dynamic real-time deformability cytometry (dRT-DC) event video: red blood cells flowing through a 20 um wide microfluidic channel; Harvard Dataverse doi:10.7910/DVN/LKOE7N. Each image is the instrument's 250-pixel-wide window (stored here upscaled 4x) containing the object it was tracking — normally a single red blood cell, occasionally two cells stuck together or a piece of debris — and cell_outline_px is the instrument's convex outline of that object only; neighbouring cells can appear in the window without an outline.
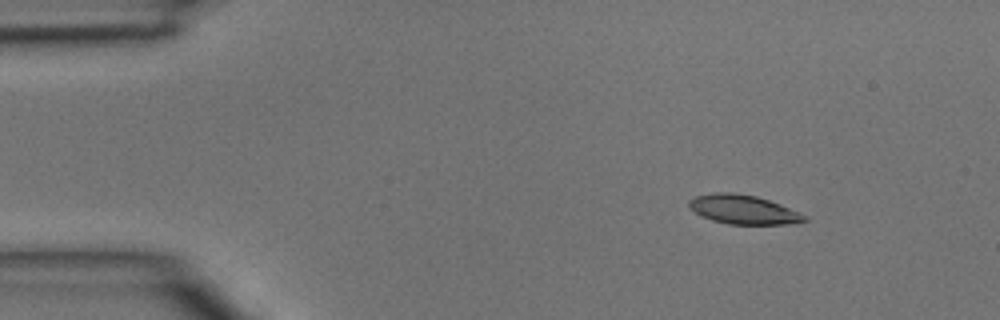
{"species": "common noctule bat (a hibernating species)", "species_latin": "Nyctalus noctula", "temperature_condition": "room temperature", "stored_images_in_passage": 41, "camera_frame_rate_fps": 3000, "um_per_image_px": 0.085, "animal": {"sex": "male", "body_mass_g": 15.6}, "frame": {"image": 1, "passage_image": 1, "time_ms": 0.0, "image_size_px": [1000, 320], "cell_outline_px": [[808, 220], [788, 224], [728, 224], [712, 220], [696, 212], [688, 204], [688, 200], [696, 196], [716, 192], [732, 192], [756, 196], [780, 204], [808, 216]], "centroid_in_image_um": [63.21, 17.81], "position_along_channel_um": 21.8, "area_um2": 19.36}}
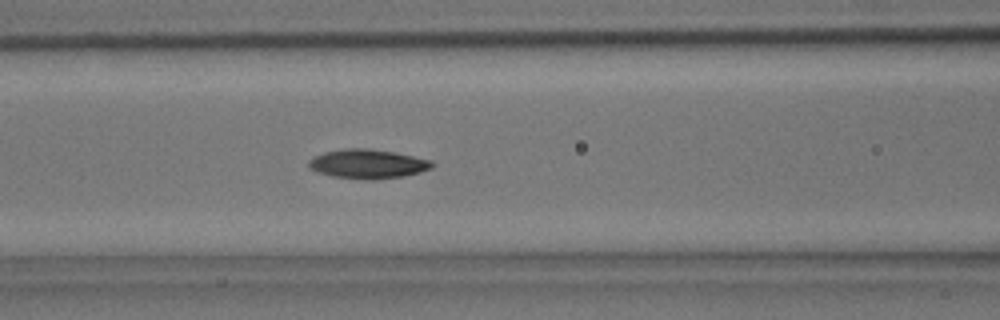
{"frame": {"image": 2, "passage_image": 14, "time_ms": 4.333, "image_size_px": [1000, 320], "cell_outline_px": [[436, 164], [432, 168], [420, 172], [404, 176], [376, 180], [364, 180], [332, 176], [316, 172], [308, 168], [308, 160], [324, 152], [344, 148], [368, 148], [396, 152], [432, 160]], "centroid_in_image_um": [31.27, 13.94], "position_along_channel_um": 135.3, "area_um2": 21.39}}
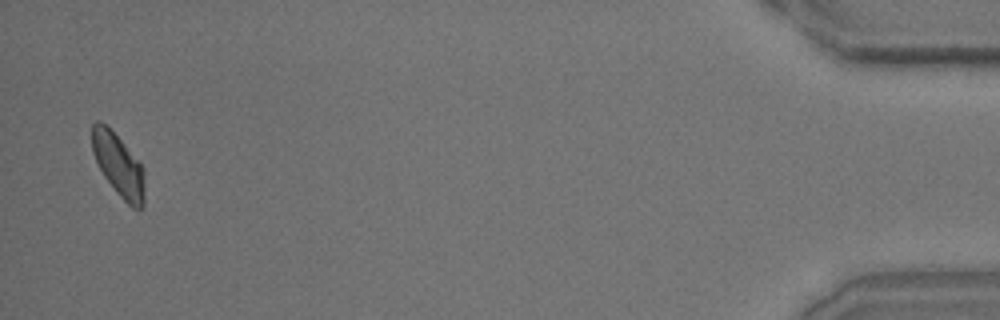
{"frame": {"image": 3, "passage_image": 40, "time_ms": 13.0, "image_size_px": [1000, 320], "cell_outline_px": [[144, 208], [132, 208], [116, 192], [104, 176], [96, 160], [92, 148], [92, 124], [96, 120], [100, 120], [120, 140], [144, 168]], "centroid_in_image_um": [10.08, 14.06], "position_along_channel_um": 425.1, "area_um2": 18.79}}